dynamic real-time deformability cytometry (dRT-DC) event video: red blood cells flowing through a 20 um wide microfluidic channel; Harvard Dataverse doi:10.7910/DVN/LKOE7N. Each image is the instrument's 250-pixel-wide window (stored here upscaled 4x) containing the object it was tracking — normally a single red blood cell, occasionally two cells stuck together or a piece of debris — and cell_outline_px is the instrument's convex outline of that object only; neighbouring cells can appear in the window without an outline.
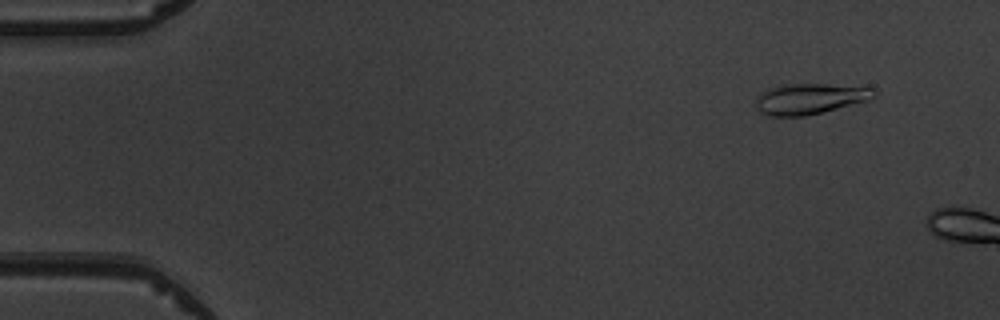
{"species": "common noctule bat (a hibernating species)", "species_latin": "Nyctalus noctula", "temperature_condition": "warm", "stored_images_in_passage": 3, "camera_frame_rate_fps": 3000, "um_per_image_px": 0.085, "animal": {"sex": "male", "body_mass_g": 19.5, "forearm_length_mm": 54.6}, "frame": {"image": 1, "passage_image": 2, "time_ms": 1.0, "image_size_px": [1000, 320], "cell_outline_px": [[876, 92], [868, 100], [824, 112], [804, 116], [768, 116], [760, 112], [756, 108], [756, 96], [768, 88], [784, 84], [828, 84], [872, 88]], "centroid_in_image_um": [68.77, 8.4], "position_along_channel_um": 16.2, "area_um2": 21.1}}